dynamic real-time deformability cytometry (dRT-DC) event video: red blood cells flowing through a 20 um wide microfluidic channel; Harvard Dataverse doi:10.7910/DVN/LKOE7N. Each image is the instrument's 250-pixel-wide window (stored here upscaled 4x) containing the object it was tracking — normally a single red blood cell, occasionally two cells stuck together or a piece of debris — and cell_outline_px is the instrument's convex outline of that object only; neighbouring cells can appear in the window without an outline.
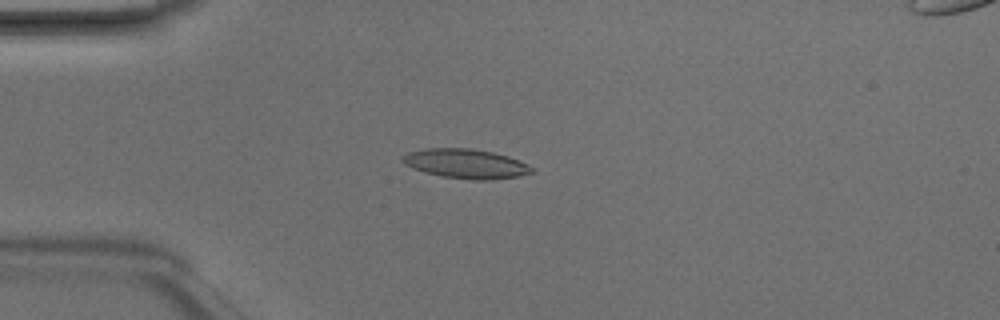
{"species": "Egyptian fruit bat (a non-hibernating species)", "species_latin": "Rousettus aegyptiacus", "temperature_condition": "room temperature", "stored_images_in_passage": 3, "camera_frame_rate_fps": 3000, "um_per_image_px": 0.085, "animal": {"sex": "male"}, "frame": {"image": 1, "passage_image": 3, "time_ms": 0.667, "image_size_px": [1000, 320], "cell_outline_px": [[536, 172], [520, 176], [492, 180], [476, 180], [440, 176], [424, 172], [412, 168], [404, 164], [400, 160], [400, 156], [408, 152], [428, 148], [468, 148], [492, 152], [508, 156], [528, 164], [536, 168]], "centroid_in_image_um": [39.61, 13.92], "position_along_channel_um": 45.4, "area_um2": 22.48}}